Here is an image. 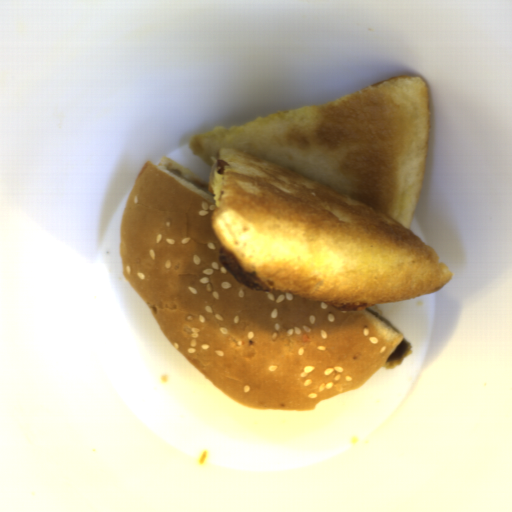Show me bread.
I'll list each match as a JSON object with an SVG mask.
<instances>
[{
	"instance_id": "8d2b1439",
	"label": "bread",
	"mask_w": 512,
	"mask_h": 512,
	"mask_svg": "<svg viewBox=\"0 0 512 512\" xmlns=\"http://www.w3.org/2000/svg\"><path fill=\"white\" fill-rule=\"evenodd\" d=\"M168 157L139 172L120 221L122 272L164 337L248 408L315 410L361 388L404 340L366 308L254 291L219 260L221 191Z\"/></svg>"
},
{
	"instance_id": "cb027b5d",
	"label": "bread",
	"mask_w": 512,
	"mask_h": 512,
	"mask_svg": "<svg viewBox=\"0 0 512 512\" xmlns=\"http://www.w3.org/2000/svg\"><path fill=\"white\" fill-rule=\"evenodd\" d=\"M373 305H375V306H372V307H369V308H371L372 310H374L375 312H377L378 314H380L381 316H383L385 318L382 309L379 308L376 304H373Z\"/></svg>"
}]
</instances>
